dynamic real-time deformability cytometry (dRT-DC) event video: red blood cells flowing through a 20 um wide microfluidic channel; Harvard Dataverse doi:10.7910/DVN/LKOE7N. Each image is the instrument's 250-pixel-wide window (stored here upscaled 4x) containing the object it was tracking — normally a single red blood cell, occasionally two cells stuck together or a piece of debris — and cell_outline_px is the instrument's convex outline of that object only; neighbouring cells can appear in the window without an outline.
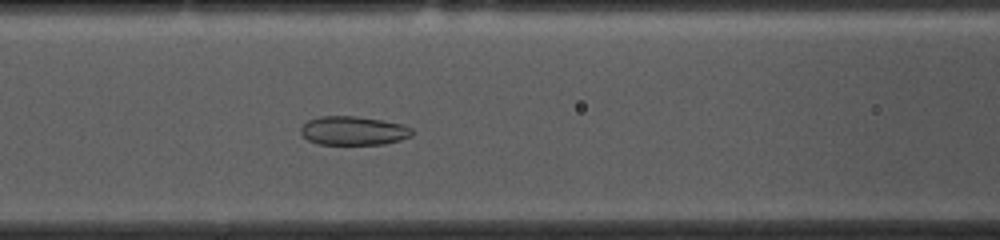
{"species": "common noctule bat (a hibernating species)", "species_latin": "Nyctalus noctula", "temperature_condition": "cold", "stored_images_in_passage": 55, "camera_frame_rate_fps": 3000, "um_per_image_px": 0.085, "animal": {"sex": "female", "body_mass_g": 10.0, "forearm_length_mm": 53.1}, "frame": {"image": 1, "passage_image": 21, "time_ms": 6.667, "image_size_px": [1000, 240], "cell_outline_px": [[412, 136], [400, 140], [384, 144], [320, 144], [308, 140], [300, 132], [300, 128], [308, 120], [320, 116], [356, 116], [404, 124], [412, 128]], "centroid_in_image_um": [30.05, 11.11], "position_along_channel_um": 136.5, "area_um2": 18.67}}
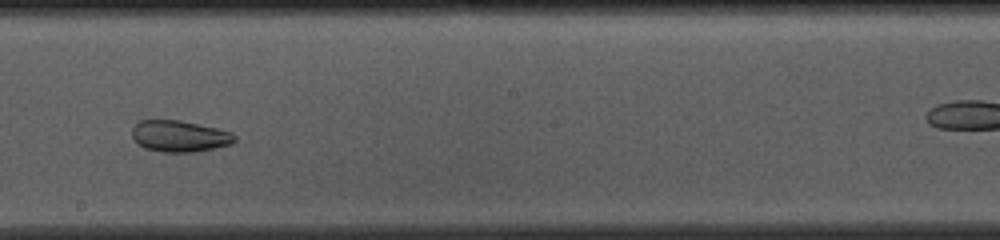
{"frame": {"image": 2, "passage_image": 29, "time_ms": 9.333, "image_size_px": [1000, 240], "cell_outline_px": [[236, 140], [232, 144], [192, 152], [164, 152], [144, 148], [132, 136], [132, 128], [140, 120], [180, 120], [216, 128], [232, 132], [236, 136]], "centroid_in_image_um": [15.27, 11.57], "position_along_channel_um": 232.9, "area_um2": 18.61}}
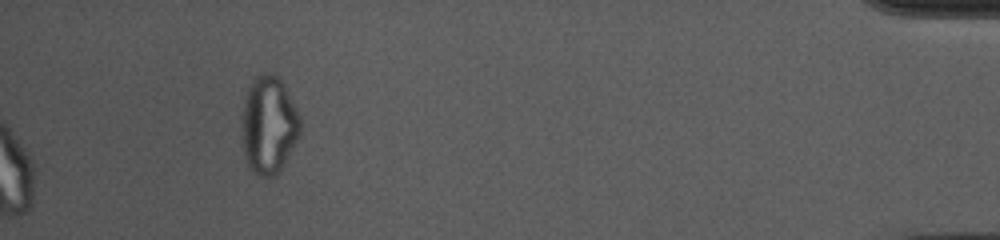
{"frame": {"image": 3, "passage_image": 55, "time_ms": 18.0, "image_size_px": [1000, 240], "cell_outline_px": [[300, 136], [280, 168], [272, 176], [260, 176], [248, 164], [244, 156], [240, 136], [240, 120], [244, 96], [252, 80], [256, 76], [264, 72], [272, 72], [280, 76], [300, 116]], "centroid_in_image_um": [22.8, 10.55], "position_along_channel_um": 412.4, "area_um2": 33.7}}